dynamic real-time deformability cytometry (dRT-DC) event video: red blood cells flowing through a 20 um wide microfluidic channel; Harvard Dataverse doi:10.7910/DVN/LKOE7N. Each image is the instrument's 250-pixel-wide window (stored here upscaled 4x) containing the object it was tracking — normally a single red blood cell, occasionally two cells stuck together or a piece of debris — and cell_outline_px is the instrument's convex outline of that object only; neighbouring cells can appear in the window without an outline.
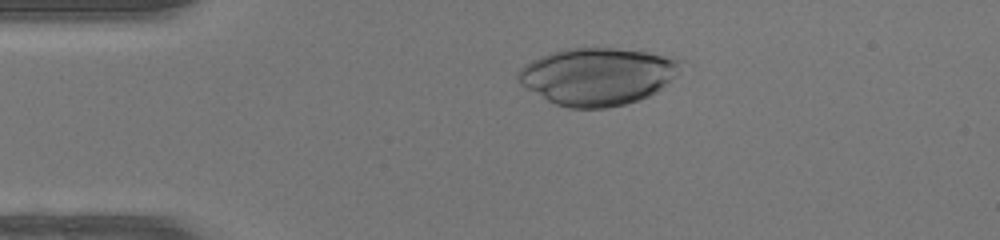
{"species": "human", "species_latin": "Homo sapiens", "temperature_condition": "warm", "stored_images_in_passage": 39, "camera_frame_rate_fps": 3000, "um_per_image_px": 0.085, "donor": {"sex": "female"}, "frame": {"image": 1, "passage_image": 10, "time_ms": 3.0, "image_size_px": [1000, 240], "cell_outline_px": [[684, 68], [676, 76], [656, 92], [640, 100], [608, 108], [568, 108], [556, 104], [548, 100], [520, 84], [516, 80], [516, 76], [520, 68], [524, 64], [540, 56], [552, 52], [568, 48], [616, 48], [648, 52], [676, 60], [684, 64]], "centroid_in_image_um": [50.78, 6.49], "position_along_channel_um": 34.2, "area_um2": 54.22}}
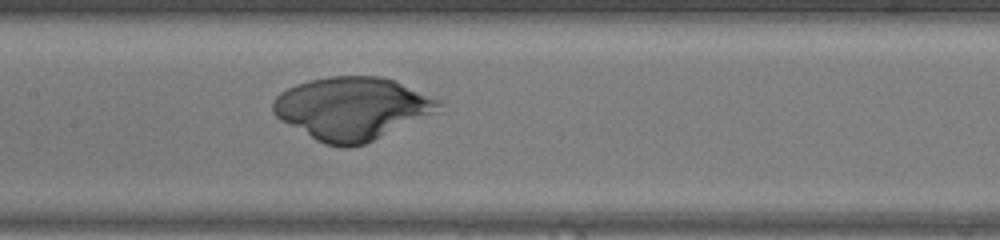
{"frame": {"image": 2, "passage_image": 23, "time_ms": 7.333, "image_size_px": [1000, 240], "cell_outline_px": [[440, 112], [364, 144], [348, 148], [344, 148], [324, 144], [316, 140], [280, 120], [272, 112], [272, 100], [280, 92], [296, 84], [308, 80], [328, 76], [380, 76], [392, 80], [440, 100]], "centroid_in_image_um": [29.9, 9.22], "position_along_channel_um": 177.5, "area_um2": 60.63}}
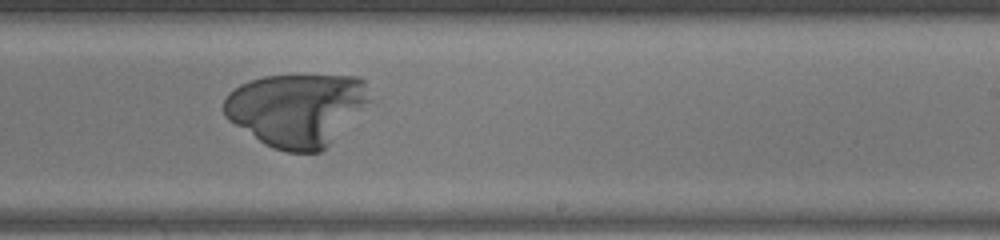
{"frame": {"image": 3, "passage_image": 29, "time_ms": 9.333, "image_size_px": [1000, 240], "cell_outline_px": [[372, 100], [320, 152], [288, 152], [272, 148], [264, 144], [228, 120], [224, 116], [224, 100], [228, 92], [240, 84], [264, 76], [360, 76], [364, 80]], "centroid_in_image_um": [25.2, 9.3], "position_along_channel_um": 263.8, "area_um2": 61.56}}